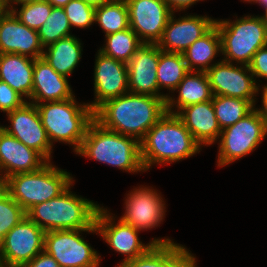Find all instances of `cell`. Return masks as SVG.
I'll use <instances>...</instances> for the list:
<instances>
[{
  "label": "cell",
  "mask_w": 267,
  "mask_h": 267,
  "mask_svg": "<svg viewBox=\"0 0 267 267\" xmlns=\"http://www.w3.org/2000/svg\"><path fill=\"white\" fill-rule=\"evenodd\" d=\"M243 1L244 2H248V3H251V4H256L258 2V0H241V2Z\"/></svg>",
  "instance_id": "obj_48"
},
{
  "label": "cell",
  "mask_w": 267,
  "mask_h": 267,
  "mask_svg": "<svg viewBox=\"0 0 267 267\" xmlns=\"http://www.w3.org/2000/svg\"><path fill=\"white\" fill-rule=\"evenodd\" d=\"M82 43L74 34L44 48L42 58L59 74L70 76L82 58Z\"/></svg>",
  "instance_id": "obj_27"
},
{
  "label": "cell",
  "mask_w": 267,
  "mask_h": 267,
  "mask_svg": "<svg viewBox=\"0 0 267 267\" xmlns=\"http://www.w3.org/2000/svg\"><path fill=\"white\" fill-rule=\"evenodd\" d=\"M196 259L185 245L176 242L154 244L144 255L117 267H189Z\"/></svg>",
  "instance_id": "obj_23"
},
{
  "label": "cell",
  "mask_w": 267,
  "mask_h": 267,
  "mask_svg": "<svg viewBox=\"0 0 267 267\" xmlns=\"http://www.w3.org/2000/svg\"><path fill=\"white\" fill-rule=\"evenodd\" d=\"M25 216L26 211L10 196L4 188H0V244L6 234Z\"/></svg>",
  "instance_id": "obj_34"
},
{
  "label": "cell",
  "mask_w": 267,
  "mask_h": 267,
  "mask_svg": "<svg viewBox=\"0 0 267 267\" xmlns=\"http://www.w3.org/2000/svg\"><path fill=\"white\" fill-rule=\"evenodd\" d=\"M6 116L10 126H3L2 129L51 162L54 149L43 127L36 105L26 102L22 107L7 113Z\"/></svg>",
  "instance_id": "obj_14"
},
{
  "label": "cell",
  "mask_w": 267,
  "mask_h": 267,
  "mask_svg": "<svg viewBox=\"0 0 267 267\" xmlns=\"http://www.w3.org/2000/svg\"><path fill=\"white\" fill-rule=\"evenodd\" d=\"M45 231L25 216L4 237L0 244L3 267H23L44 251Z\"/></svg>",
  "instance_id": "obj_11"
},
{
  "label": "cell",
  "mask_w": 267,
  "mask_h": 267,
  "mask_svg": "<svg viewBox=\"0 0 267 267\" xmlns=\"http://www.w3.org/2000/svg\"><path fill=\"white\" fill-rule=\"evenodd\" d=\"M212 104L221 130L234 125L255 108L250 101L228 96H213Z\"/></svg>",
  "instance_id": "obj_31"
},
{
  "label": "cell",
  "mask_w": 267,
  "mask_h": 267,
  "mask_svg": "<svg viewBox=\"0 0 267 267\" xmlns=\"http://www.w3.org/2000/svg\"><path fill=\"white\" fill-rule=\"evenodd\" d=\"M251 73L254 75L255 81L260 86L258 79H265L267 81V45L260 48L254 55L248 65ZM258 78V79H256ZM267 85V84H266Z\"/></svg>",
  "instance_id": "obj_37"
},
{
  "label": "cell",
  "mask_w": 267,
  "mask_h": 267,
  "mask_svg": "<svg viewBox=\"0 0 267 267\" xmlns=\"http://www.w3.org/2000/svg\"><path fill=\"white\" fill-rule=\"evenodd\" d=\"M265 12L262 14V19L265 25L267 26V9L264 10Z\"/></svg>",
  "instance_id": "obj_46"
},
{
  "label": "cell",
  "mask_w": 267,
  "mask_h": 267,
  "mask_svg": "<svg viewBox=\"0 0 267 267\" xmlns=\"http://www.w3.org/2000/svg\"><path fill=\"white\" fill-rule=\"evenodd\" d=\"M105 37V44L99 51L115 60L128 63L136 51L144 45L137 34L131 29H125Z\"/></svg>",
  "instance_id": "obj_29"
},
{
  "label": "cell",
  "mask_w": 267,
  "mask_h": 267,
  "mask_svg": "<svg viewBox=\"0 0 267 267\" xmlns=\"http://www.w3.org/2000/svg\"><path fill=\"white\" fill-rule=\"evenodd\" d=\"M221 54V37L216 24L196 40L183 53L189 71L207 72L214 64V58ZM214 62V63H213Z\"/></svg>",
  "instance_id": "obj_26"
},
{
  "label": "cell",
  "mask_w": 267,
  "mask_h": 267,
  "mask_svg": "<svg viewBox=\"0 0 267 267\" xmlns=\"http://www.w3.org/2000/svg\"><path fill=\"white\" fill-rule=\"evenodd\" d=\"M260 88H258V94H261V103L262 106L260 108H256L255 109L259 112V115L261 116V118L265 121L266 125H267V85H260Z\"/></svg>",
  "instance_id": "obj_40"
},
{
  "label": "cell",
  "mask_w": 267,
  "mask_h": 267,
  "mask_svg": "<svg viewBox=\"0 0 267 267\" xmlns=\"http://www.w3.org/2000/svg\"><path fill=\"white\" fill-rule=\"evenodd\" d=\"M178 92L177 97H173ZM166 99V111L177 114L182 108L212 100L213 94L206 72L190 71ZM176 107V108H175Z\"/></svg>",
  "instance_id": "obj_24"
},
{
  "label": "cell",
  "mask_w": 267,
  "mask_h": 267,
  "mask_svg": "<svg viewBox=\"0 0 267 267\" xmlns=\"http://www.w3.org/2000/svg\"><path fill=\"white\" fill-rule=\"evenodd\" d=\"M196 261H197V260H195L189 267H198Z\"/></svg>",
  "instance_id": "obj_49"
},
{
  "label": "cell",
  "mask_w": 267,
  "mask_h": 267,
  "mask_svg": "<svg viewBox=\"0 0 267 267\" xmlns=\"http://www.w3.org/2000/svg\"><path fill=\"white\" fill-rule=\"evenodd\" d=\"M35 1H40V0H9L6 3V8H7V10L10 11L16 5H21V4H25V3H29V2H35Z\"/></svg>",
  "instance_id": "obj_41"
},
{
  "label": "cell",
  "mask_w": 267,
  "mask_h": 267,
  "mask_svg": "<svg viewBox=\"0 0 267 267\" xmlns=\"http://www.w3.org/2000/svg\"><path fill=\"white\" fill-rule=\"evenodd\" d=\"M206 73L213 96L241 98L256 107L259 86L249 66L221 60Z\"/></svg>",
  "instance_id": "obj_12"
},
{
  "label": "cell",
  "mask_w": 267,
  "mask_h": 267,
  "mask_svg": "<svg viewBox=\"0 0 267 267\" xmlns=\"http://www.w3.org/2000/svg\"><path fill=\"white\" fill-rule=\"evenodd\" d=\"M74 182L70 172L47 162L39 170L9 176L4 188L27 213L33 206L59 196Z\"/></svg>",
  "instance_id": "obj_6"
},
{
  "label": "cell",
  "mask_w": 267,
  "mask_h": 267,
  "mask_svg": "<svg viewBox=\"0 0 267 267\" xmlns=\"http://www.w3.org/2000/svg\"><path fill=\"white\" fill-rule=\"evenodd\" d=\"M176 115L201 147H208L218 141L222 130L212 100L186 106Z\"/></svg>",
  "instance_id": "obj_22"
},
{
  "label": "cell",
  "mask_w": 267,
  "mask_h": 267,
  "mask_svg": "<svg viewBox=\"0 0 267 267\" xmlns=\"http://www.w3.org/2000/svg\"><path fill=\"white\" fill-rule=\"evenodd\" d=\"M165 113V99L128 92L101 104L94 111V119L103 127L140 142Z\"/></svg>",
  "instance_id": "obj_1"
},
{
  "label": "cell",
  "mask_w": 267,
  "mask_h": 267,
  "mask_svg": "<svg viewBox=\"0 0 267 267\" xmlns=\"http://www.w3.org/2000/svg\"><path fill=\"white\" fill-rule=\"evenodd\" d=\"M6 4L0 0V17L6 12Z\"/></svg>",
  "instance_id": "obj_44"
},
{
  "label": "cell",
  "mask_w": 267,
  "mask_h": 267,
  "mask_svg": "<svg viewBox=\"0 0 267 267\" xmlns=\"http://www.w3.org/2000/svg\"><path fill=\"white\" fill-rule=\"evenodd\" d=\"M83 232L99 234L97 227L45 232L44 251L61 267H98L102 257L82 236Z\"/></svg>",
  "instance_id": "obj_9"
},
{
  "label": "cell",
  "mask_w": 267,
  "mask_h": 267,
  "mask_svg": "<svg viewBox=\"0 0 267 267\" xmlns=\"http://www.w3.org/2000/svg\"><path fill=\"white\" fill-rule=\"evenodd\" d=\"M201 149L183 121L167 112L140 141V158L146 172L152 165H170L199 154Z\"/></svg>",
  "instance_id": "obj_2"
},
{
  "label": "cell",
  "mask_w": 267,
  "mask_h": 267,
  "mask_svg": "<svg viewBox=\"0 0 267 267\" xmlns=\"http://www.w3.org/2000/svg\"><path fill=\"white\" fill-rule=\"evenodd\" d=\"M1 1H3L6 4L9 0H1Z\"/></svg>",
  "instance_id": "obj_50"
},
{
  "label": "cell",
  "mask_w": 267,
  "mask_h": 267,
  "mask_svg": "<svg viewBox=\"0 0 267 267\" xmlns=\"http://www.w3.org/2000/svg\"><path fill=\"white\" fill-rule=\"evenodd\" d=\"M4 182H5V180H4V178H3V176H2V173H1V171H0V188H1V187H4Z\"/></svg>",
  "instance_id": "obj_47"
},
{
  "label": "cell",
  "mask_w": 267,
  "mask_h": 267,
  "mask_svg": "<svg viewBox=\"0 0 267 267\" xmlns=\"http://www.w3.org/2000/svg\"><path fill=\"white\" fill-rule=\"evenodd\" d=\"M267 136V125L254 108L234 125L222 129L216 165L227 166L251 154Z\"/></svg>",
  "instance_id": "obj_8"
},
{
  "label": "cell",
  "mask_w": 267,
  "mask_h": 267,
  "mask_svg": "<svg viewBox=\"0 0 267 267\" xmlns=\"http://www.w3.org/2000/svg\"><path fill=\"white\" fill-rule=\"evenodd\" d=\"M168 8L173 12L187 11L192 5L204 0H163Z\"/></svg>",
  "instance_id": "obj_39"
},
{
  "label": "cell",
  "mask_w": 267,
  "mask_h": 267,
  "mask_svg": "<svg viewBox=\"0 0 267 267\" xmlns=\"http://www.w3.org/2000/svg\"><path fill=\"white\" fill-rule=\"evenodd\" d=\"M17 6L20 9L14 7L10 11L21 23L34 30H38L45 23L53 7L47 0L29 2Z\"/></svg>",
  "instance_id": "obj_33"
},
{
  "label": "cell",
  "mask_w": 267,
  "mask_h": 267,
  "mask_svg": "<svg viewBox=\"0 0 267 267\" xmlns=\"http://www.w3.org/2000/svg\"><path fill=\"white\" fill-rule=\"evenodd\" d=\"M189 72L183 54L165 52L159 48L157 81L160 91L169 90V93H166V99Z\"/></svg>",
  "instance_id": "obj_28"
},
{
  "label": "cell",
  "mask_w": 267,
  "mask_h": 267,
  "mask_svg": "<svg viewBox=\"0 0 267 267\" xmlns=\"http://www.w3.org/2000/svg\"><path fill=\"white\" fill-rule=\"evenodd\" d=\"M23 267H61L59 263L45 251L39 253Z\"/></svg>",
  "instance_id": "obj_38"
},
{
  "label": "cell",
  "mask_w": 267,
  "mask_h": 267,
  "mask_svg": "<svg viewBox=\"0 0 267 267\" xmlns=\"http://www.w3.org/2000/svg\"><path fill=\"white\" fill-rule=\"evenodd\" d=\"M53 7L63 8L67 5L71 0H47Z\"/></svg>",
  "instance_id": "obj_43"
},
{
  "label": "cell",
  "mask_w": 267,
  "mask_h": 267,
  "mask_svg": "<svg viewBox=\"0 0 267 267\" xmlns=\"http://www.w3.org/2000/svg\"><path fill=\"white\" fill-rule=\"evenodd\" d=\"M221 37L222 61L249 65L253 55L267 45V26L261 15H245L235 20L215 19Z\"/></svg>",
  "instance_id": "obj_7"
},
{
  "label": "cell",
  "mask_w": 267,
  "mask_h": 267,
  "mask_svg": "<svg viewBox=\"0 0 267 267\" xmlns=\"http://www.w3.org/2000/svg\"><path fill=\"white\" fill-rule=\"evenodd\" d=\"M34 58L19 54H0V80L26 100L33 89Z\"/></svg>",
  "instance_id": "obj_25"
},
{
  "label": "cell",
  "mask_w": 267,
  "mask_h": 267,
  "mask_svg": "<svg viewBox=\"0 0 267 267\" xmlns=\"http://www.w3.org/2000/svg\"><path fill=\"white\" fill-rule=\"evenodd\" d=\"M74 97L68 77L57 73L42 57L34 60L33 89L27 102L36 105Z\"/></svg>",
  "instance_id": "obj_21"
},
{
  "label": "cell",
  "mask_w": 267,
  "mask_h": 267,
  "mask_svg": "<svg viewBox=\"0 0 267 267\" xmlns=\"http://www.w3.org/2000/svg\"><path fill=\"white\" fill-rule=\"evenodd\" d=\"M159 47L156 44H144L127 63L129 92L160 97L166 100V94L160 92L157 81Z\"/></svg>",
  "instance_id": "obj_18"
},
{
  "label": "cell",
  "mask_w": 267,
  "mask_h": 267,
  "mask_svg": "<svg viewBox=\"0 0 267 267\" xmlns=\"http://www.w3.org/2000/svg\"><path fill=\"white\" fill-rule=\"evenodd\" d=\"M94 65V100L89 102L95 111L105 101L129 92L127 64L97 50Z\"/></svg>",
  "instance_id": "obj_16"
},
{
  "label": "cell",
  "mask_w": 267,
  "mask_h": 267,
  "mask_svg": "<svg viewBox=\"0 0 267 267\" xmlns=\"http://www.w3.org/2000/svg\"><path fill=\"white\" fill-rule=\"evenodd\" d=\"M128 173L145 172L140 158V142L103 127L93 119L75 153Z\"/></svg>",
  "instance_id": "obj_3"
},
{
  "label": "cell",
  "mask_w": 267,
  "mask_h": 267,
  "mask_svg": "<svg viewBox=\"0 0 267 267\" xmlns=\"http://www.w3.org/2000/svg\"><path fill=\"white\" fill-rule=\"evenodd\" d=\"M38 31L21 23L9 10L0 17V54H19L37 59L42 57Z\"/></svg>",
  "instance_id": "obj_19"
},
{
  "label": "cell",
  "mask_w": 267,
  "mask_h": 267,
  "mask_svg": "<svg viewBox=\"0 0 267 267\" xmlns=\"http://www.w3.org/2000/svg\"><path fill=\"white\" fill-rule=\"evenodd\" d=\"M214 24L215 19L207 15L185 14L177 19L173 13L156 45L162 51L183 54Z\"/></svg>",
  "instance_id": "obj_17"
},
{
  "label": "cell",
  "mask_w": 267,
  "mask_h": 267,
  "mask_svg": "<svg viewBox=\"0 0 267 267\" xmlns=\"http://www.w3.org/2000/svg\"><path fill=\"white\" fill-rule=\"evenodd\" d=\"M130 28L144 44H157L173 12L163 0H125Z\"/></svg>",
  "instance_id": "obj_15"
},
{
  "label": "cell",
  "mask_w": 267,
  "mask_h": 267,
  "mask_svg": "<svg viewBox=\"0 0 267 267\" xmlns=\"http://www.w3.org/2000/svg\"><path fill=\"white\" fill-rule=\"evenodd\" d=\"M257 4L263 7V10L267 9V0H258Z\"/></svg>",
  "instance_id": "obj_45"
},
{
  "label": "cell",
  "mask_w": 267,
  "mask_h": 267,
  "mask_svg": "<svg viewBox=\"0 0 267 267\" xmlns=\"http://www.w3.org/2000/svg\"><path fill=\"white\" fill-rule=\"evenodd\" d=\"M41 122L48 138L53 143L59 142L73 146L76 153L85 137L94 111L87 103H79L76 98L63 101L43 102L36 104Z\"/></svg>",
  "instance_id": "obj_5"
},
{
  "label": "cell",
  "mask_w": 267,
  "mask_h": 267,
  "mask_svg": "<svg viewBox=\"0 0 267 267\" xmlns=\"http://www.w3.org/2000/svg\"><path fill=\"white\" fill-rule=\"evenodd\" d=\"M47 162L39 152L0 129V171L4 180L15 174L39 170Z\"/></svg>",
  "instance_id": "obj_20"
},
{
  "label": "cell",
  "mask_w": 267,
  "mask_h": 267,
  "mask_svg": "<svg viewBox=\"0 0 267 267\" xmlns=\"http://www.w3.org/2000/svg\"><path fill=\"white\" fill-rule=\"evenodd\" d=\"M152 186H138L126 194L125 212L120 219L139 231L159 227L166 215V203L161 192Z\"/></svg>",
  "instance_id": "obj_13"
},
{
  "label": "cell",
  "mask_w": 267,
  "mask_h": 267,
  "mask_svg": "<svg viewBox=\"0 0 267 267\" xmlns=\"http://www.w3.org/2000/svg\"><path fill=\"white\" fill-rule=\"evenodd\" d=\"M69 24L72 27L88 29L95 23V9L83 0H71L64 7Z\"/></svg>",
  "instance_id": "obj_35"
},
{
  "label": "cell",
  "mask_w": 267,
  "mask_h": 267,
  "mask_svg": "<svg viewBox=\"0 0 267 267\" xmlns=\"http://www.w3.org/2000/svg\"><path fill=\"white\" fill-rule=\"evenodd\" d=\"M95 23L105 36L130 28L129 11L125 0H110L95 9Z\"/></svg>",
  "instance_id": "obj_30"
},
{
  "label": "cell",
  "mask_w": 267,
  "mask_h": 267,
  "mask_svg": "<svg viewBox=\"0 0 267 267\" xmlns=\"http://www.w3.org/2000/svg\"><path fill=\"white\" fill-rule=\"evenodd\" d=\"M72 185L59 196L33 206L27 216L45 232L94 228L101 206L73 193Z\"/></svg>",
  "instance_id": "obj_4"
},
{
  "label": "cell",
  "mask_w": 267,
  "mask_h": 267,
  "mask_svg": "<svg viewBox=\"0 0 267 267\" xmlns=\"http://www.w3.org/2000/svg\"><path fill=\"white\" fill-rule=\"evenodd\" d=\"M71 30L64 8L52 7L51 14L37 31L41 45L45 48L59 39L71 36Z\"/></svg>",
  "instance_id": "obj_32"
},
{
  "label": "cell",
  "mask_w": 267,
  "mask_h": 267,
  "mask_svg": "<svg viewBox=\"0 0 267 267\" xmlns=\"http://www.w3.org/2000/svg\"><path fill=\"white\" fill-rule=\"evenodd\" d=\"M27 100L8 84L0 80V111L4 113L12 112L22 107Z\"/></svg>",
  "instance_id": "obj_36"
},
{
  "label": "cell",
  "mask_w": 267,
  "mask_h": 267,
  "mask_svg": "<svg viewBox=\"0 0 267 267\" xmlns=\"http://www.w3.org/2000/svg\"><path fill=\"white\" fill-rule=\"evenodd\" d=\"M86 4L94 7V8H97V7H100L102 6L103 4L109 2L110 0H83Z\"/></svg>",
  "instance_id": "obj_42"
},
{
  "label": "cell",
  "mask_w": 267,
  "mask_h": 267,
  "mask_svg": "<svg viewBox=\"0 0 267 267\" xmlns=\"http://www.w3.org/2000/svg\"><path fill=\"white\" fill-rule=\"evenodd\" d=\"M115 214L109 209L101 206L97 212L95 225L99 232V236L104 239L105 243L115 252L124 255V259L120 262L133 260L136 257L144 255L154 244L173 243V239L153 238L145 245L139 238V230L132 225L125 224L120 218L116 222Z\"/></svg>",
  "instance_id": "obj_10"
}]
</instances>
